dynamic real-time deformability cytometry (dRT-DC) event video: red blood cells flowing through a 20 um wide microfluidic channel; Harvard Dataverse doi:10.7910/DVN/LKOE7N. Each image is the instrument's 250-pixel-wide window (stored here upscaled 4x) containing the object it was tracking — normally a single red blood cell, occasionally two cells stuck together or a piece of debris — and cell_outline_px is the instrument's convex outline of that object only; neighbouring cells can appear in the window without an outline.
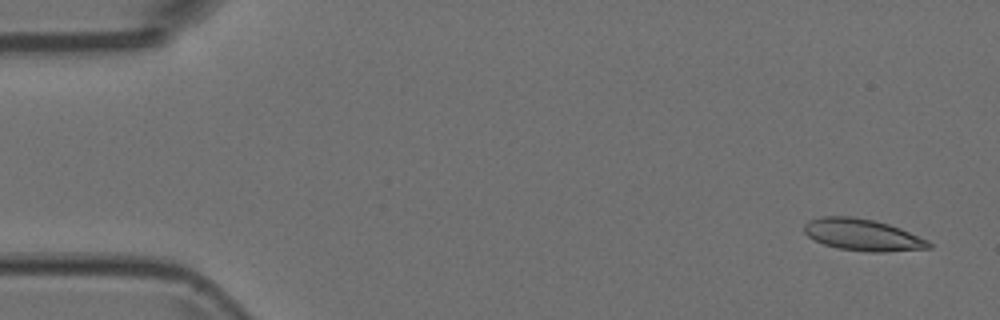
{"species": "Egyptian fruit bat (a non-hibernating species)", "species_latin": "Rousettus aegyptiacus", "temperature_condition": "room temperature", "stored_images_in_passage": 10, "camera_frame_rate_fps": 3000, "um_per_image_px": 0.085, "animal": {"sex": "female"}, "frame": {"image": 1, "passage_image": 1, "time_ms": 0.0, "image_size_px": [1000, 320], "cell_outline_px": [[932, 248], [884, 252], [868, 252], [840, 248], [824, 244], [808, 236], [804, 232], [804, 224], [808, 220], [824, 216], [852, 216], [872, 220], [888, 224], [900, 228], [928, 240], [932, 244]], "centroid_in_image_um": [73.33, 19.96], "position_along_channel_um": 11.7, "area_um2": 22.95}}
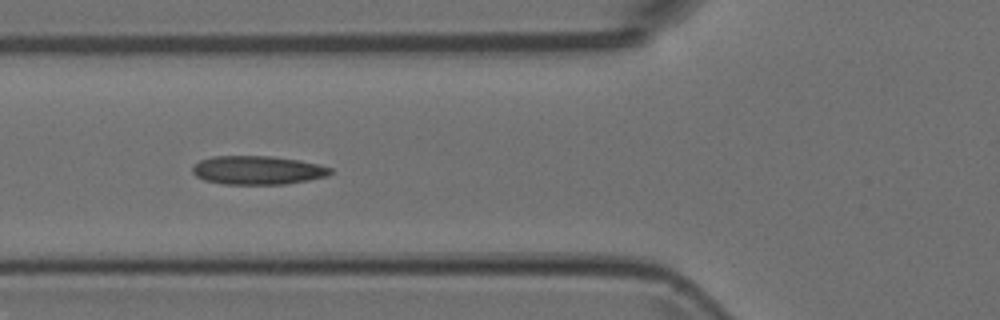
{"frame": {"image": 2, "passage_image": 6, "time_ms": 1.667, "image_size_px": [1000, 320], "cell_outline_px": [[332, 172], [328, 176], [308, 180], [284, 184], [224, 184], [204, 180], [196, 176], [192, 172], [192, 168], [200, 160], [212, 156], [272, 156], [300, 160], [320, 164], [332, 168]], "centroid_in_image_um": [21.92, 14.46], "position_along_channel_um": 103.9, "area_um2": 23.12}}
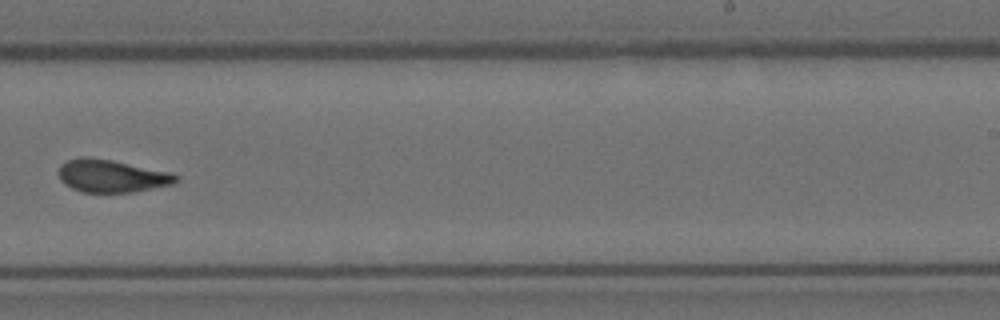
{"frame": {"image": 3, "passage_image": 10, "time_ms": 3.0, "image_size_px": [1000, 320], "cell_outline_px": [[180, 176], [172, 184], [132, 192], [84, 192], [72, 188], [64, 184], [60, 180], [60, 164], [68, 160], [80, 156], [88, 156], [112, 160], [168, 172]], "centroid_in_image_um": [9.45, 14.95], "position_along_channel_um": 279.6, "area_um2": 22.08}}